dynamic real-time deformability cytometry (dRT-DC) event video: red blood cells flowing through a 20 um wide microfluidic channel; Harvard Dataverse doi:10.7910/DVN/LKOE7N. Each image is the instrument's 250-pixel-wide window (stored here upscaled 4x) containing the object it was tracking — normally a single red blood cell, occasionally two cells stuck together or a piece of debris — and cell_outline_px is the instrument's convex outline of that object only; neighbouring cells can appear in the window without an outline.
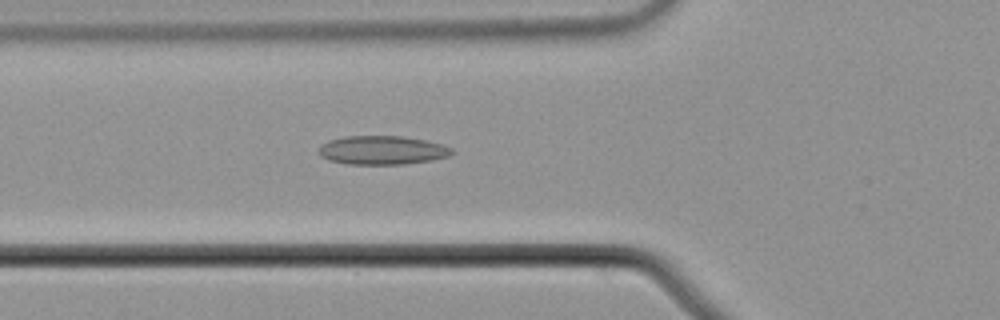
{"species": "common noctule bat (a hibernating species)", "species_latin": "Nyctalus noctula", "temperature_condition": "cold", "stored_images_in_passage": 53, "camera_frame_rate_fps": 3000, "um_per_image_px": 0.085, "animal": {"sex": "male", "body_mass_g": 21.5, "forearm_length_mm": 52.0}, "frame": {"image": 1, "passage_image": 18, "time_ms": 5.667, "image_size_px": [1000, 320], "cell_outline_px": [[456, 152], [448, 156], [432, 160], [404, 164], [344, 164], [328, 160], [320, 156], [320, 144], [328, 140], [344, 136], [404, 136], [444, 144], [452, 148]], "centroid_in_image_um": [32.49, 12.76], "position_along_channel_um": 93.3, "area_um2": 22.54}}
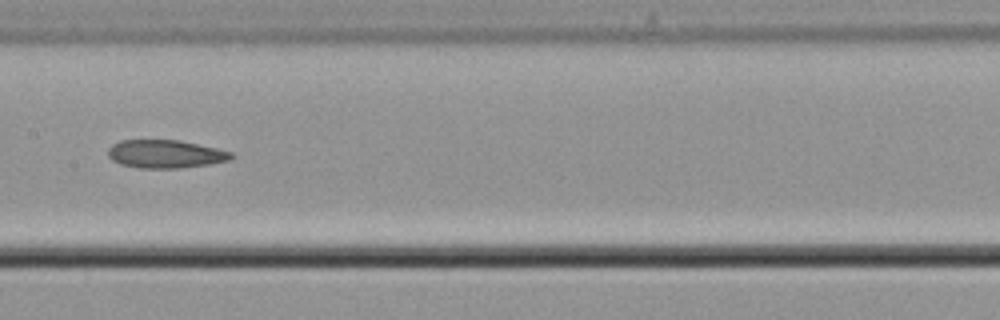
{"frame": {"image": 2, "passage_image": 26, "time_ms": 8.333, "image_size_px": [1000, 320], "cell_outline_px": [[236, 156], [232, 160], [208, 164], [180, 168], [140, 168], [120, 164], [112, 160], [108, 156], [108, 148], [112, 144], [120, 140], [180, 140], [216, 148], [232, 152]], "centroid_in_image_um": [14.07, 13.09], "position_along_channel_um": 193.3, "area_um2": 20.35}}
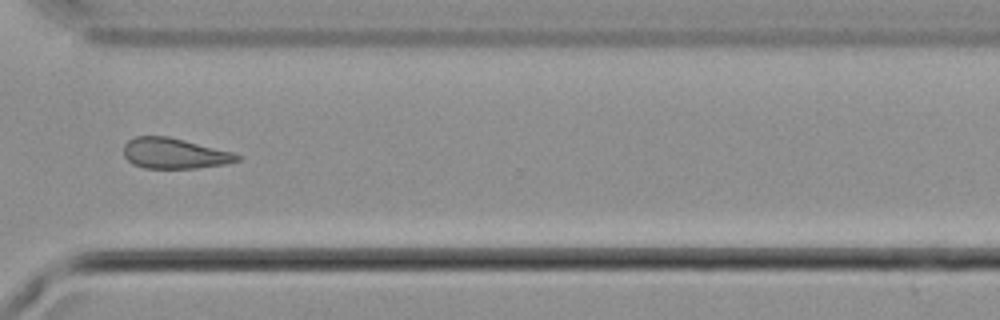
{"frame": {"image": 3, "passage_image": 39, "time_ms": 12.667, "image_size_px": [1000, 320], "cell_outline_px": [[244, 156], [240, 160], [224, 164], [196, 168], [144, 168], [132, 164], [124, 156], [124, 144], [128, 140], [136, 136], [168, 136], [232, 152]], "centroid_in_image_um": [14.82, 13.04], "position_along_channel_um": 355.8, "area_um2": 20.17}}